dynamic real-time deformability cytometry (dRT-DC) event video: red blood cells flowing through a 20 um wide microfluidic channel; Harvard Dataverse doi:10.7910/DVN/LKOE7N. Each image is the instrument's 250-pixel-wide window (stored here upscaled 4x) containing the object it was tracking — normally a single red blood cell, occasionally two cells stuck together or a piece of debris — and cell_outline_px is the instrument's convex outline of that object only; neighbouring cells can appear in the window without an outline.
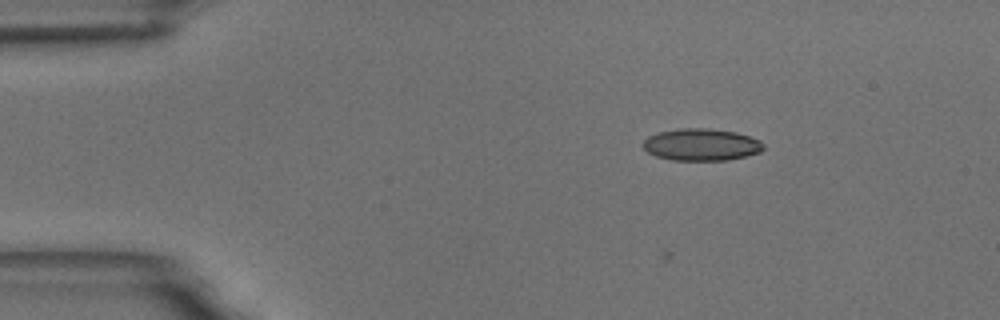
{"species": "common noctule bat (a hibernating species)", "species_latin": "Nyctalus noctula", "temperature_condition": "room temperature", "stored_images_in_passage": 5, "camera_frame_rate_fps": 3000, "um_per_image_px": 0.085, "animal": {"sex": "male", "body_mass_g": 18.8}, "frame": {"image": 1, "passage_image": 3, "time_ms": 2.333, "image_size_px": [1000, 320], "cell_outline_px": [[764, 148], [760, 152], [728, 160], [672, 160], [656, 156], [648, 152], [644, 148], [644, 140], [648, 136], [660, 132], [680, 128], [708, 128], [736, 132], [760, 140], [764, 144]], "centroid_in_image_um": [59.63, 12.29], "position_along_channel_um": 25.4, "area_um2": 22.37}}